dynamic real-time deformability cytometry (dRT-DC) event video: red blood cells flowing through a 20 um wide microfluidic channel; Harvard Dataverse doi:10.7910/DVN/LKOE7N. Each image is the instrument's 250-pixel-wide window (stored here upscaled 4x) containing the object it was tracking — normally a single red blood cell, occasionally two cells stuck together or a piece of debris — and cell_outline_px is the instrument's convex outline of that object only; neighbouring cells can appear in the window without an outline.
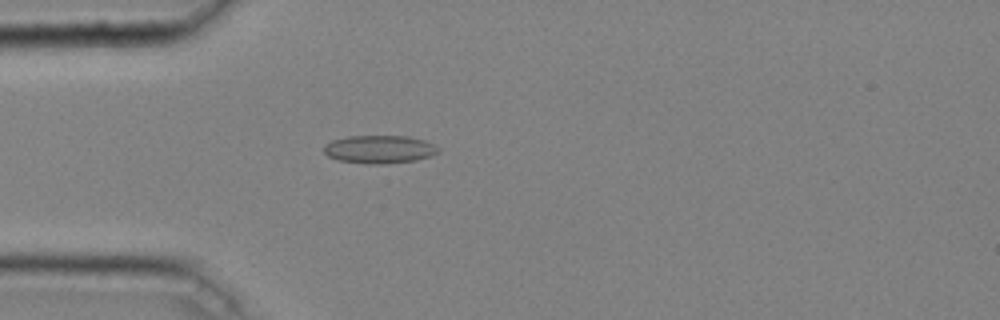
{"species": "common noctule bat (a hibernating species)", "species_latin": "Nyctalus noctula", "temperature_condition": "cold", "stored_images_in_passage": 46, "camera_frame_rate_fps": 3000, "um_per_image_px": 0.085, "animal": {"sex": "male", "body_mass_g": 20.4}, "frame": {"image": 1, "passage_image": 14, "time_ms": 4.333, "image_size_px": [1000, 320], "cell_outline_px": [[440, 152], [416, 160], [384, 164], [368, 164], [340, 160], [328, 156], [324, 152], [324, 144], [332, 140], [348, 136], [408, 136], [424, 140], [440, 148]], "centroid_in_image_um": [32.25, 12.69], "position_along_channel_um": 52.8, "area_um2": 18.67}}
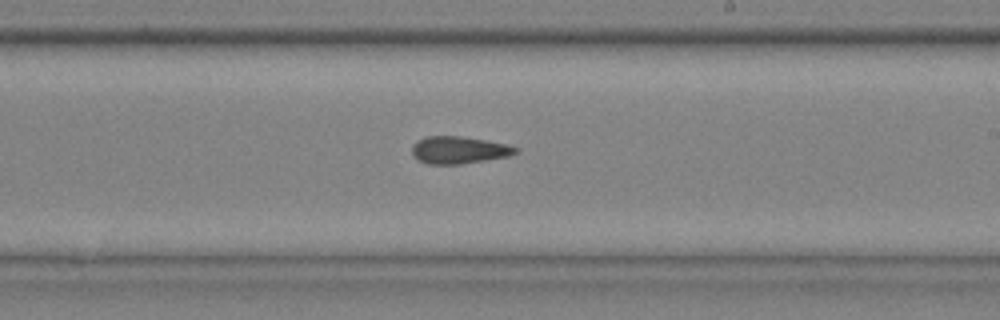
{"frame": {"image": 2, "passage_image": 29, "time_ms": 9.333, "image_size_px": [1000, 320], "cell_outline_px": [[520, 152], [508, 156], [460, 164], [428, 164], [412, 156], [412, 144], [416, 140], [428, 136], [460, 136], [508, 144], [520, 148]], "centroid_in_image_um": [39.01, 12.74], "position_along_channel_um": 250.0, "area_um2": 16.53}}
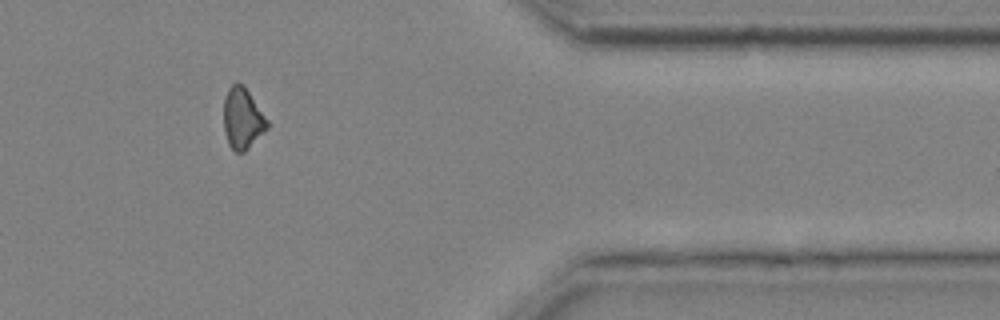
{"frame": {"image": 3, "passage_image": 41, "time_ms": 13.333, "image_size_px": [1000, 320], "cell_outline_px": [[272, 124], [244, 152], [236, 152], [228, 144], [224, 132], [224, 100], [228, 88], [236, 80], [244, 84]], "centroid_in_image_um": [20.64, 10.03], "position_along_channel_um": 390.8, "area_um2": 15.9}, "authors_computed_cell_mechanics": {"area_um2": 16.8776, "velocity_mm_per_s": 4.0896, "shape_relaxation_time_tau1_ms": null, "shape_relaxation_time_tau2_ms": 3.0531, "deformation_change_tau1": null, "deformation_change_tau2": 0.1061}}